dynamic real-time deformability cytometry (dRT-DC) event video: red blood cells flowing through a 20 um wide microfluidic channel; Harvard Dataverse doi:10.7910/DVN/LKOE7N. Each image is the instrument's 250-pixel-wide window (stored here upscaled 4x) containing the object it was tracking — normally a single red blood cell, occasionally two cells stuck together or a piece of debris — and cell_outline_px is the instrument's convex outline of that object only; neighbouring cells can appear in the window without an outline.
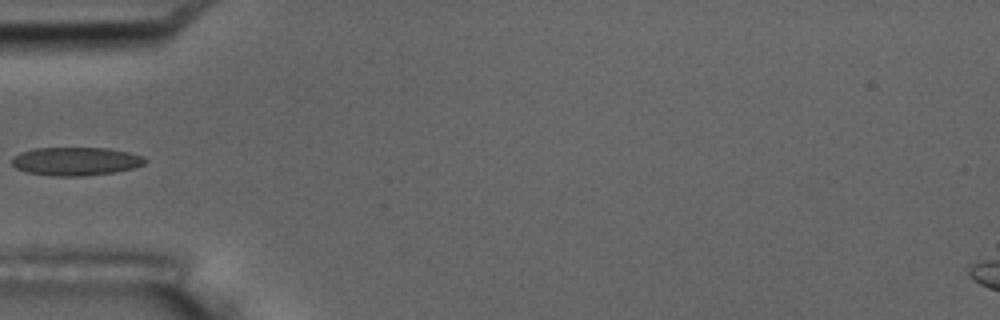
{"species": "common noctule bat (a hibernating species)", "species_latin": "Nyctalus noctula", "temperature_condition": "room temperature", "stored_images_in_passage": 6, "camera_frame_rate_fps": 3000, "um_per_image_px": 0.085, "animal": {"sex": "male", "body_mass_g": 17.5, "forearm_length_mm": 52.3}, "frame": {"image": 1, "passage_image": 5, "time_ms": 5.333, "image_size_px": [1000, 320], "cell_outline_px": [[148, 160], [144, 164], [136, 168], [112, 172], [84, 176], [52, 176], [28, 172], [16, 168], [12, 164], [12, 156], [20, 152], [36, 148], [108, 148], [128, 152], [144, 156]], "centroid_in_image_um": [6.46, 13.71], "position_along_channel_um": 78.5, "area_um2": 22.08}}